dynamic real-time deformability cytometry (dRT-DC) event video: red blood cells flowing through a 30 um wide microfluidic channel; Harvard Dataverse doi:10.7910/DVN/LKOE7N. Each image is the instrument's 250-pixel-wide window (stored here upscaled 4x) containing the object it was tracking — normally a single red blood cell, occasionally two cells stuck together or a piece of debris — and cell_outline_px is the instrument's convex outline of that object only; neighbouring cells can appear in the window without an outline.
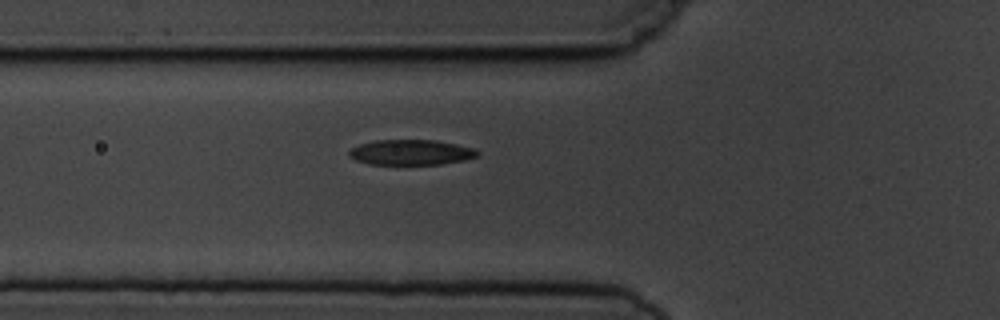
{"species": "common noctule bat (a hibernating species)", "species_latin": "Nyctalus noctula", "temperature_condition": "cold", "stored_images_in_passage": 5, "camera_frame_rate_fps": 3000, "um_per_image_px": 0.085, "animal": {"sex": "male", "body_mass_g": 19.5, "forearm_length_mm": 54.6}, "frame": {"image": 1, "passage_image": 5, "time_ms": 4.667, "image_size_px": [1000, 320], "cell_outline_px": [[480, 152], [476, 156], [464, 160], [440, 164], [368, 164], [356, 160], [348, 156], [348, 152], [352, 148], [360, 144], [376, 140], [436, 140], [456, 144], [472, 148]], "centroid_in_image_um": [34.9, 12.95], "position_along_channel_um": 90.9, "area_um2": 18.79}}